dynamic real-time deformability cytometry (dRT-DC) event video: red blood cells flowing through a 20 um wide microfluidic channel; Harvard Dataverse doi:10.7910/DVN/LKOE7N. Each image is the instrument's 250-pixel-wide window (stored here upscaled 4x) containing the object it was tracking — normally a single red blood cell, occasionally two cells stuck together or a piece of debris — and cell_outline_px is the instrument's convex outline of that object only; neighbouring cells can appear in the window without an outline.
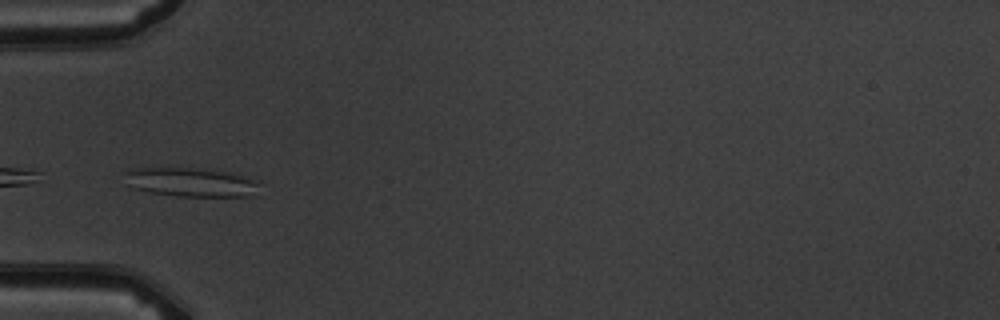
{"species": "common noctule bat (a hibernating species)", "species_latin": "Nyctalus noctula", "temperature_condition": "warm", "stored_images_in_passage": 3, "camera_frame_rate_fps": 3000, "um_per_image_px": 0.085, "animal": {"sex": "male", "body_mass_g": 19.5, "forearm_length_mm": 54.6}, "frame": {"image": 1, "passage_image": 3, "time_ms": 3.333, "image_size_px": [1000, 320], "cell_outline_px": [[260, 180], [256, 196], [176, 196], [148, 192], [132, 188], [120, 172], [132, 168], [188, 168], [232, 172]], "centroid_in_image_um": [16.23, 15.48], "position_along_channel_um": 68.8, "area_um2": 23.18}}